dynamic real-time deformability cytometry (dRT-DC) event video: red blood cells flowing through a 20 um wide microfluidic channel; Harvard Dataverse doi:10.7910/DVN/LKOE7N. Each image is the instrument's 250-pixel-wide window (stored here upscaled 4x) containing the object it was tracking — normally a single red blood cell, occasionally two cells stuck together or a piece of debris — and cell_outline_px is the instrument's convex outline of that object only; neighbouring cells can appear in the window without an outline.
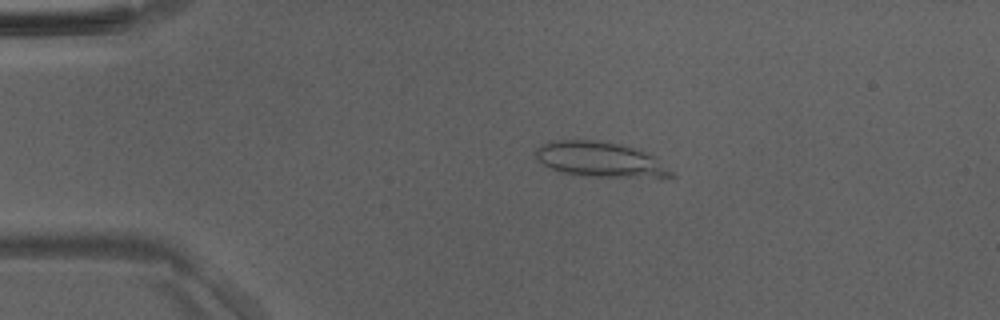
{"species": "Egyptian fruit bat (a non-hibernating species)", "species_latin": "Rousettus aegyptiacus", "temperature_condition": "room temperature", "stored_images_in_passage": 10, "camera_frame_rate_fps": 3000, "um_per_image_px": 0.085, "animal": {"sex": "male"}, "frame": {"image": 1, "passage_image": 9, "time_ms": 2.667, "image_size_px": [1000, 320], "cell_outline_px": [[676, 176], [664, 180], [584, 176], [560, 172], [536, 160], [536, 148], [552, 140], [596, 140], [620, 144], [640, 148], [652, 156], [672, 172]], "centroid_in_image_um": [51.1, 13.6], "position_along_channel_um": 33.9, "area_um2": 28.5}}